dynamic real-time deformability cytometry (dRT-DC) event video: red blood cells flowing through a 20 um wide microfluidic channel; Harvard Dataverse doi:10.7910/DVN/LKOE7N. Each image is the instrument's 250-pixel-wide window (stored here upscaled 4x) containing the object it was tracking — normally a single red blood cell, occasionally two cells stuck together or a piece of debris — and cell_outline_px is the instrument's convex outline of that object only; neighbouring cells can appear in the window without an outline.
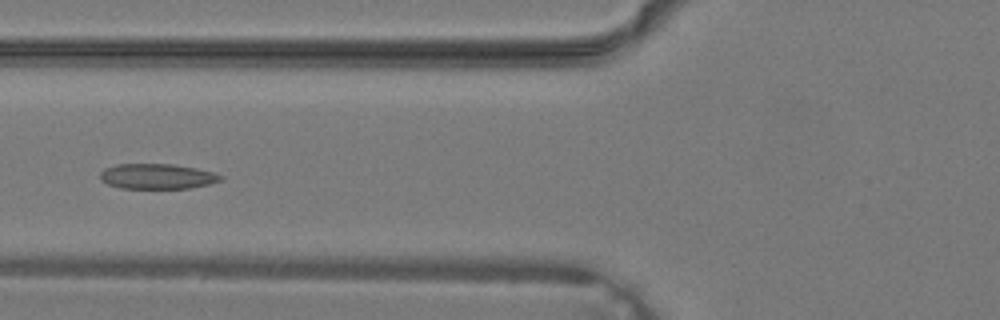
{"species": "common noctule bat (a hibernating species)", "species_latin": "Nyctalus noctula", "temperature_condition": "warm", "stored_images_in_passage": 38, "camera_frame_rate_fps": 3000, "um_per_image_px": 0.085, "animal": {"sex": "male", "body_mass_g": 19.2, "forearm_length_mm": 51.8}, "frame": {"image": 1, "passage_image": 15, "time_ms": 4.667, "image_size_px": [1000, 320], "cell_outline_px": [[224, 180], [208, 184], [188, 188], [120, 188], [108, 184], [100, 180], [100, 172], [104, 168], [116, 164], [172, 164], [196, 168], [212, 172], [224, 176]], "centroid_in_image_um": [13.35, 14.98], "position_along_channel_um": 112.5, "area_um2": 17.74}}
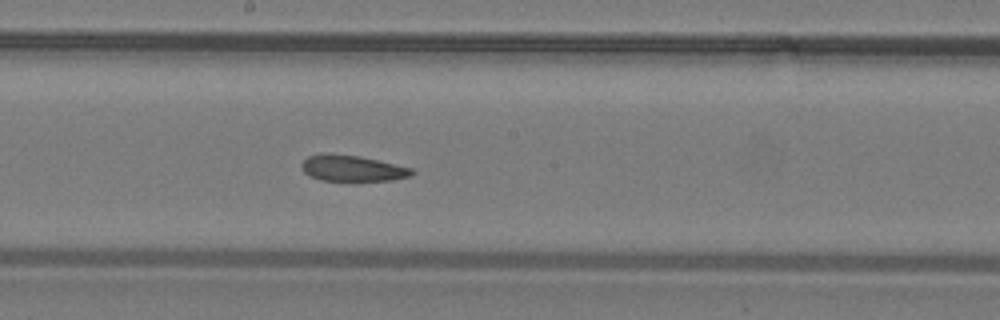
{"frame": {"image": 2, "passage_image": 21, "time_ms": 6.667, "image_size_px": [1000, 320], "cell_outline_px": [[416, 172], [412, 176], [392, 180], [356, 184], [352, 184], [320, 180], [308, 176], [300, 168], [300, 164], [308, 156], [320, 152], [360, 156], [412, 168]], "centroid_in_image_um": [29.92, 14.36], "position_along_channel_um": 218.3, "area_um2": 17.98}}
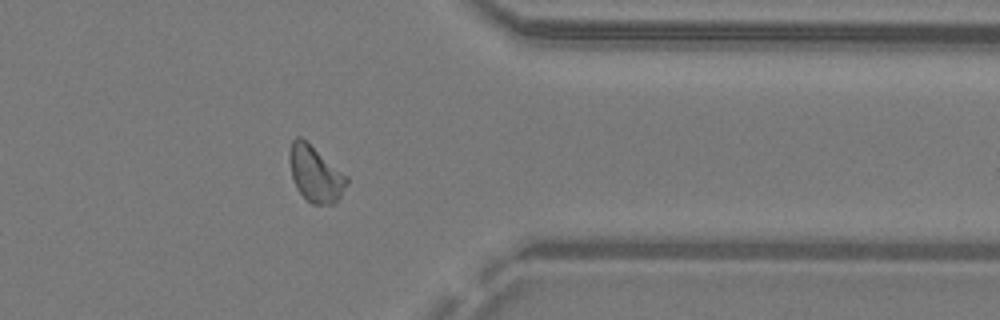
{"frame": {"image": 3, "passage_image": 31, "time_ms": 10.0, "image_size_px": [1000, 320], "cell_outline_px": [[348, 184], [340, 196], [332, 204], [312, 204], [296, 188], [292, 176], [288, 160], [288, 152], [292, 140], [296, 136], [300, 136], [348, 176]], "centroid_in_image_um": [26.79, 14.76], "position_along_channel_um": 384.6, "area_um2": 18.55}}